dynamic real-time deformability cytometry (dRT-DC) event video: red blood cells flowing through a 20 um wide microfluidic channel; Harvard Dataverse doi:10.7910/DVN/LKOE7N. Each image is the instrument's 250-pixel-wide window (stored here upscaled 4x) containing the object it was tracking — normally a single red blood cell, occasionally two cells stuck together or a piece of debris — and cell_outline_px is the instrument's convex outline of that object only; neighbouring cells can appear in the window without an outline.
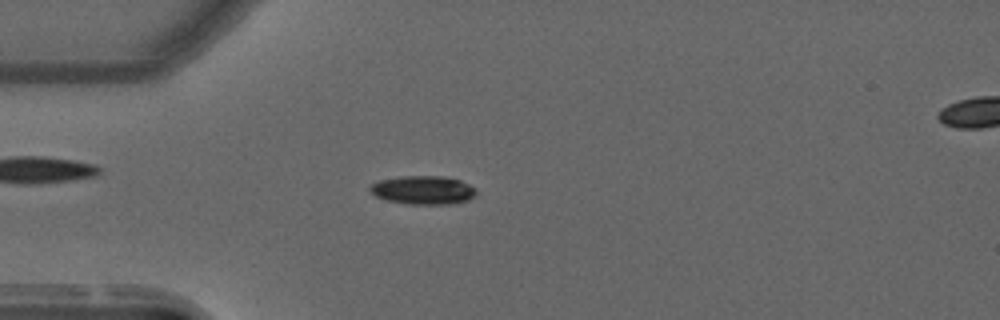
{"species": "common noctule bat (a hibernating species)", "species_latin": "Nyctalus noctula", "temperature_condition": "warm", "stored_images_in_passage": 55, "camera_frame_rate_fps": 3000, "um_per_image_px": 0.085, "animal": {"sex": "male", "forearm_length_mm": 52.5}, "frame": {"image": 1, "passage_image": 15, "time_ms": 4.667, "image_size_px": [1000, 320], "cell_outline_px": [[476, 196], [468, 200], [448, 204], [408, 204], [384, 200], [376, 196], [368, 188], [372, 184], [380, 180], [400, 176], [444, 176], [460, 180], [476, 188]], "centroid_in_image_um": [35.97, 16.15], "position_along_channel_um": 49.0, "area_um2": 17.74}}
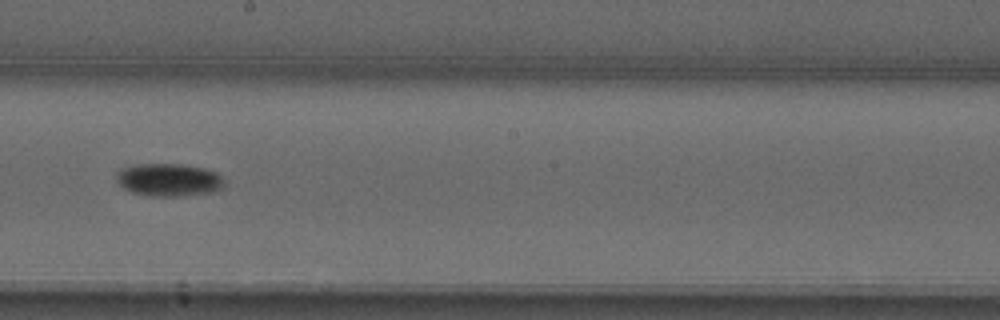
{"frame": {"image": 2, "passage_image": 31, "time_ms": 10.0, "image_size_px": [1000, 320], "cell_outline_px": [[224, 184], [220, 188], [212, 192], [176, 196], [152, 196], [132, 192], [124, 188], [116, 180], [116, 172], [120, 168], [136, 164], [180, 164], [204, 168], [216, 172], [224, 180]], "centroid_in_image_um": [14.31, 15.27], "position_along_channel_um": 233.9, "area_um2": 20.52}}
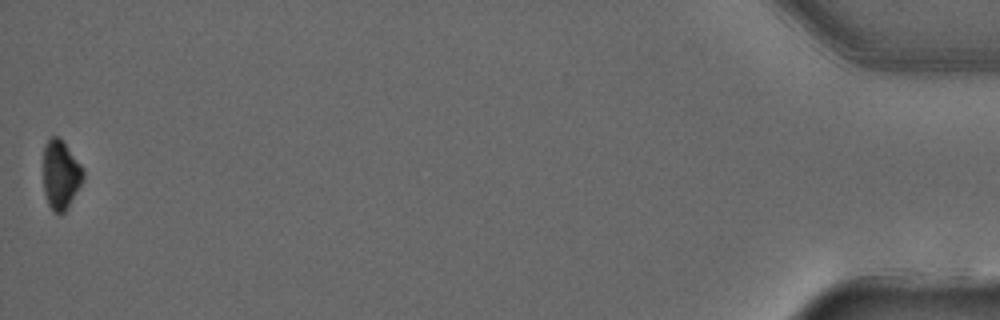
{"frame": {"image": 3, "passage_image": 55, "time_ms": 18.0, "image_size_px": [1000, 320], "cell_outline_px": [[84, 176], [68, 208], [60, 216], [52, 212], [48, 204], [44, 192], [44, 144], [52, 136], [60, 136], [84, 168]], "centroid_in_image_um": [5.16, 14.86], "position_along_channel_um": 430.0, "area_um2": 16.24}, "authors_computed_cell_mechanics": {"area_um2": 17.5712, "velocity_mm_per_s": 3.6978, "shape_relaxation_time_tau1_ms": 5.4923, "shape_relaxation_time_tau2_ms": null, "deformation_change_tau1": 0.1636, "deformation_change_tau2": null}}